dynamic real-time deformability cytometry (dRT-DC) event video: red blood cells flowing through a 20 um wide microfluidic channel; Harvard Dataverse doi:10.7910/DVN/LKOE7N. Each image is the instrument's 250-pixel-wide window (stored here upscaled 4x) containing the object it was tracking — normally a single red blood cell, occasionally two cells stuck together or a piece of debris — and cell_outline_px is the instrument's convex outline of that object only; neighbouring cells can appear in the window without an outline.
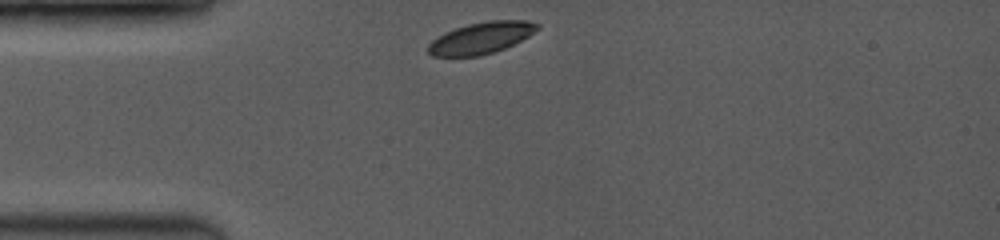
{"species": "common noctule bat (a hibernating species)", "species_latin": "Nyctalus noctula", "temperature_condition": "room temperature", "stored_images_in_passage": 6, "camera_frame_rate_fps": 3500, "um_per_image_px": 0.085, "animal": {"sex": "female", "body_mass_g": 19.0, "forearm_length_mm": 53.3}, "frame": {"image": 1, "passage_image": 1, "time_ms": 0.0, "image_size_px": [1000, 240], "cell_outline_px": [[540, 28], [528, 36], [504, 48], [492, 52], [476, 56], [432, 56], [428, 52], [428, 44], [436, 36], [444, 32], [468, 24], [488, 20], [528, 20], [540, 24]], "centroid_in_image_um": [40.88, 3.21], "position_along_channel_um": 44.1, "area_um2": 20.0}}
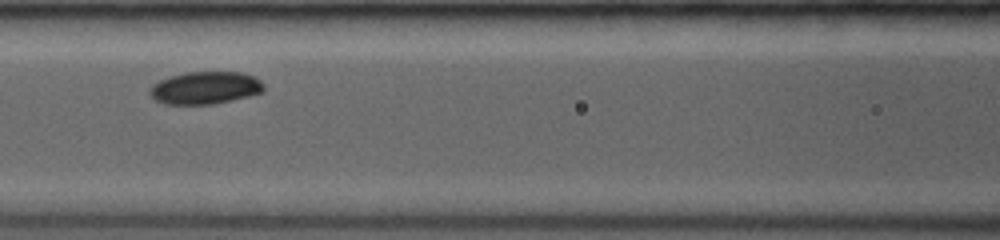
{"frame": {"image": 2, "passage_image": 4, "time_ms": 3.143, "image_size_px": [1000, 240], "cell_outline_px": [[264, 92], [216, 104], [164, 104], [156, 100], [148, 92], [148, 88], [152, 84], [160, 80], [184, 72], [240, 72], [252, 76], [260, 80], [264, 84]], "centroid_in_image_um": [17.43, 7.47], "position_along_channel_um": 149.2, "area_um2": 21.68}}
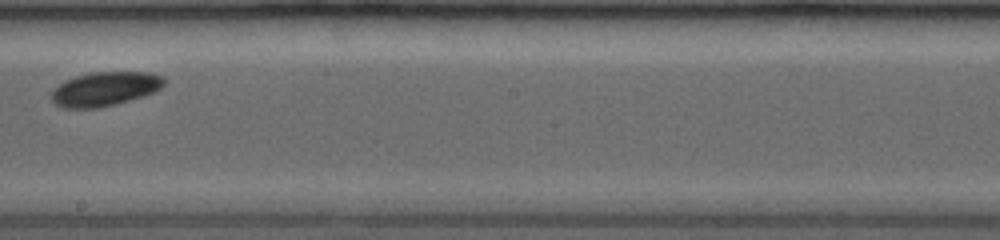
{"frame": {"image": 3, "passage_image": 6, "time_ms": 5.429, "image_size_px": [1000, 240], "cell_outline_px": [[164, 84], [160, 88], [144, 96], [96, 108], [64, 108], [56, 104], [52, 100], [52, 92], [64, 80], [88, 72], [152, 72], [164, 76]], "centroid_in_image_um": [8.93, 7.54], "position_along_channel_um": 239.3, "area_um2": 22.2}}